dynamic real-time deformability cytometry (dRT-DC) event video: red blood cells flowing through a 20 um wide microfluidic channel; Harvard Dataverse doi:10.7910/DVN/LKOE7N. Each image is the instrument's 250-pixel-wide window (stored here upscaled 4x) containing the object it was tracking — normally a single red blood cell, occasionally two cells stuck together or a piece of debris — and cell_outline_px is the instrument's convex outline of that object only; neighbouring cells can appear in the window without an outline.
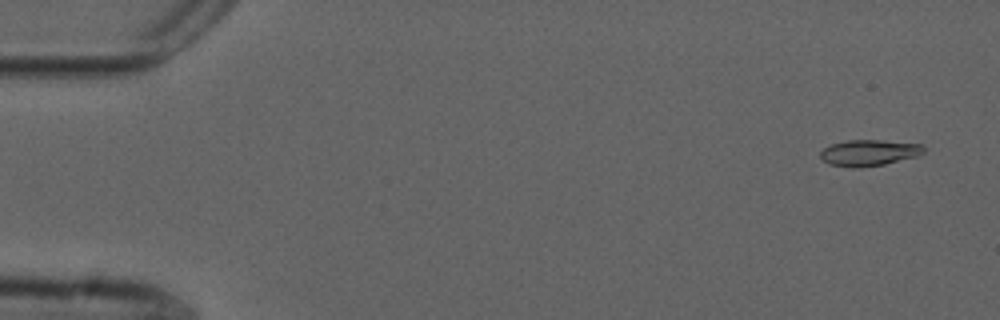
{"species": "common noctule bat (a hibernating species)", "species_latin": "Nyctalus noctula", "temperature_condition": "cold", "stored_images_in_passage": 55, "camera_frame_rate_fps": 3000, "um_per_image_px": 0.085, "animal": {"sex": "male", "forearm_length_mm": 52.5}, "frame": {"image": 1, "passage_image": 3, "time_ms": 0.667, "image_size_px": [1000, 320], "cell_outline_px": [[924, 152], [916, 156], [884, 164], [860, 168], [852, 168], [828, 164], [820, 156], [820, 152], [824, 148], [832, 144], [848, 140], [880, 140], [920, 144], [924, 148]], "centroid_in_image_um": [73.83, 12.99], "position_along_channel_um": 11.2, "area_um2": 15.61}}
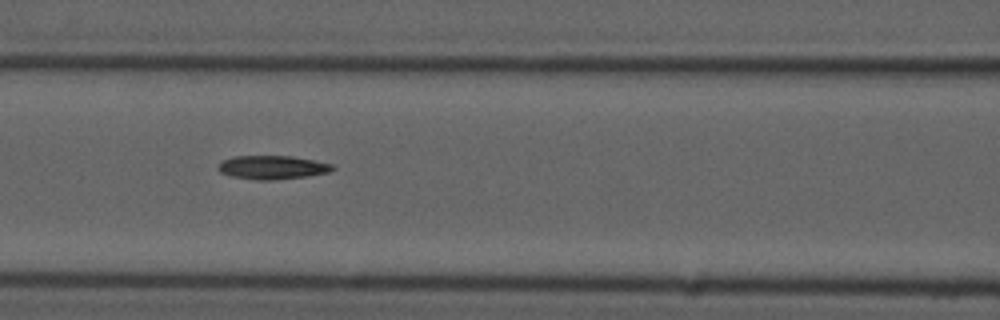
{"frame": {"image": 2, "passage_image": 24, "time_ms": 7.667, "image_size_px": [1000, 320], "cell_outline_px": [[336, 168], [328, 172], [308, 176], [272, 180], [260, 180], [232, 176], [220, 172], [216, 164], [224, 160], [236, 156], [292, 156], [332, 164]], "centroid_in_image_um": [23.14, 14.22], "position_along_channel_um": 143.5, "area_um2": 15.61}}
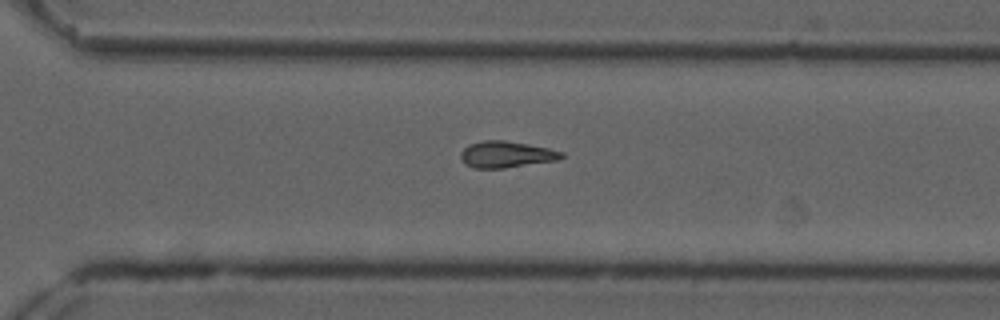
{"frame": {"image": 3, "passage_image": 39, "time_ms": 12.667, "image_size_px": [1000, 320], "cell_outline_px": [[564, 156], [560, 160], [504, 168], [472, 168], [464, 164], [460, 156], [460, 152], [468, 144], [484, 140], [504, 140], [528, 144], [548, 148], [564, 152]], "centroid_in_image_um": [43.03, 13.13], "position_along_channel_um": 327.6, "area_um2": 15.72}}